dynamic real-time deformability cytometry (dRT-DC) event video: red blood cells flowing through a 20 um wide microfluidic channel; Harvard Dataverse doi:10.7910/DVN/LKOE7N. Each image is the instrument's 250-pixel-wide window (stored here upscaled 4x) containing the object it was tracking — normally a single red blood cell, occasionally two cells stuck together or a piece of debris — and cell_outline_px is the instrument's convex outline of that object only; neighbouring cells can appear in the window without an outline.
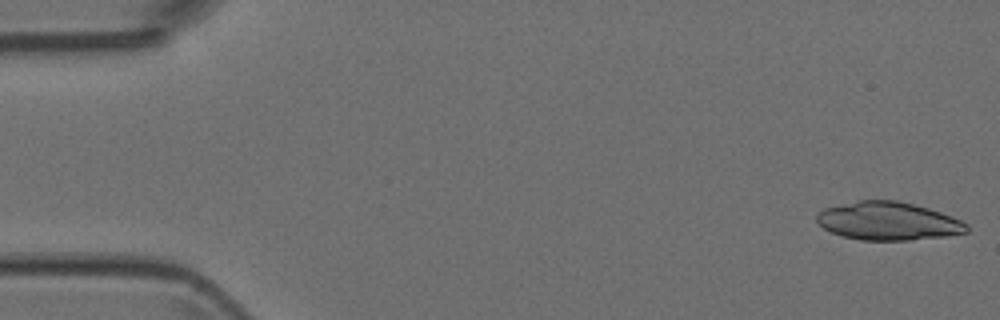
{"species": "Egyptian fruit bat (a non-hibernating species)", "species_latin": "Rousettus aegyptiacus", "temperature_condition": "room temperature", "stored_images_in_passage": 6, "camera_frame_rate_fps": 3000, "um_per_image_px": 0.085, "animal": {"sex": "female"}, "frame": {"image": 1, "passage_image": 1, "time_ms": 0.0, "image_size_px": [1000, 320], "cell_outline_px": [[968, 232], [948, 236], [908, 240], [860, 240], [844, 236], [832, 232], [824, 228], [816, 220], [816, 216], [824, 208], [860, 200], [896, 200], [928, 208], [952, 216], [968, 224]], "centroid_in_image_um": [75.52, 18.79], "position_along_channel_um": 9.5, "area_um2": 33.18}}
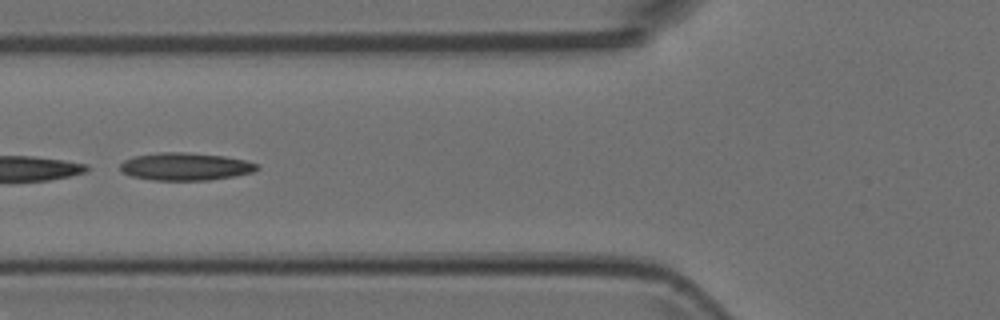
{"frame": {"image": 2, "passage_image": 6, "time_ms": 1.667, "image_size_px": [1000, 320], "cell_outline_px": [[260, 168], [252, 172], [236, 176], [208, 180], [152, 180], [132, 176], [120, 172], [120, 164], [124, 160], [132, 156], [156, 152], [188, 152], [224, 156], [244, 160], [260, 164]], "centroid_in_image_um": [15.74, 14.15], "position_along_channel_um": 110.1, "area_um2": 22.31}}